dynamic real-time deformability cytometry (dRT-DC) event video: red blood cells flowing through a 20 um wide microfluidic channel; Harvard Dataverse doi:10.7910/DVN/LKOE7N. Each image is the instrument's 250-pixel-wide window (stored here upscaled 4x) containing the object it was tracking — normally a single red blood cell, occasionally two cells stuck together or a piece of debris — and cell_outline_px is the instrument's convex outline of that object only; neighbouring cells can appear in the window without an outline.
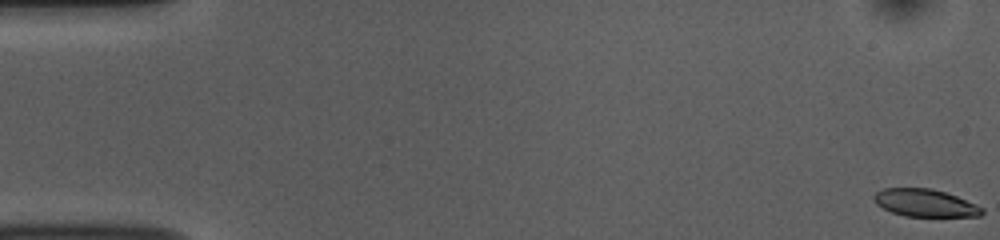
{"species": "common noctule bat (a hibernating species)", "species_latin": "Nyctalus noctula", "temperature_condition": "room temperature", "stored_images_in_passage": 54, "camera_frame_rate_fps": 3000, "um_per_image_px": 0.085, "animal": {"sex": "female", "body_mass_g": 10.0, "forearm_length_mm": 53.1}, "frame": {"image": 1, "passage_image": 1, "time_ms": 0.0, "image_size_px": [1000, 240], "cell_outline_px": [[984, 212], [980, 216], [904, 216], [892, 212], [876, 204], [872, 196], [876, 192], [884, 188], [932, 188], [956, 196], [976, 204], [984, 208]], "centroid_in_image_um": [78.63, 17.25], "position_along_channel_um": 6.4, "area_um2": 17.28}}
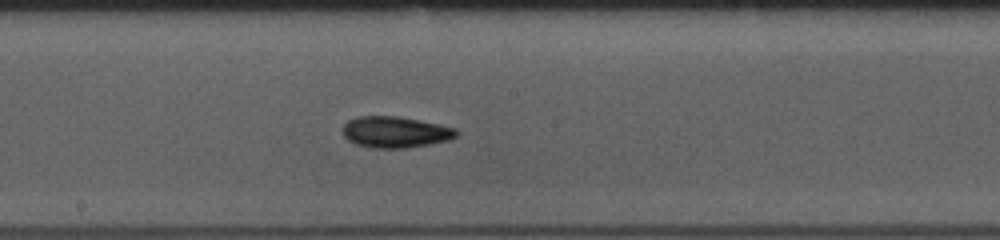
{"frame": {"image": 2, "passage_image": 29, "time_ms": 9.333, "image_size_px": [1000, 240], "cell_outline_px": [[460, 132], [456, 136], [448, 140], [428, 144], [404, 148], [372, 148], [356, 144], [348, 140], [344, 136], [344, 124], [348, 120], [360, 116], [396, 116], [456, 128]], "centroid_in_image_um": [33.59, 11.23], "position_along_channel_um": 214.6, "area_um2": 20.4}}
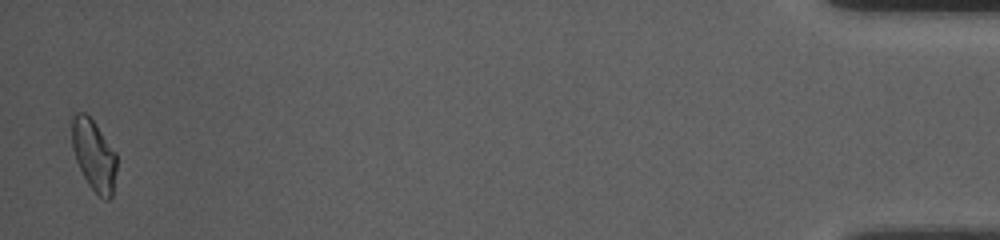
{"frame": {"image": 3, "passage_image": 53, "time_ms": 17.333, "image_size_px": [1000, 240], "cell_outline_px": [[116, 172], [112, 196], [108, 200], [104, 200], [88, 184], [76, 160], [72, 148], [72, 112], [84, 112], [96, 124], [116, 152]], "centroid_in_image_um": [7.98, 13.17], "position_along_channel_um": 427.2, "area_um2": 18.5}, "authors_computed_cell_mechanics": {"area_um2": 19.1607, "velocity_mm_per_s": 3.7682, "shape_relaxation_time_tau1_ms": 6.4237, "shape_relaxation_time_tau2_ms": 3.2517, "deformation_change_tau1": 0.1417, "deformation_change_tau2": 0.0911}}